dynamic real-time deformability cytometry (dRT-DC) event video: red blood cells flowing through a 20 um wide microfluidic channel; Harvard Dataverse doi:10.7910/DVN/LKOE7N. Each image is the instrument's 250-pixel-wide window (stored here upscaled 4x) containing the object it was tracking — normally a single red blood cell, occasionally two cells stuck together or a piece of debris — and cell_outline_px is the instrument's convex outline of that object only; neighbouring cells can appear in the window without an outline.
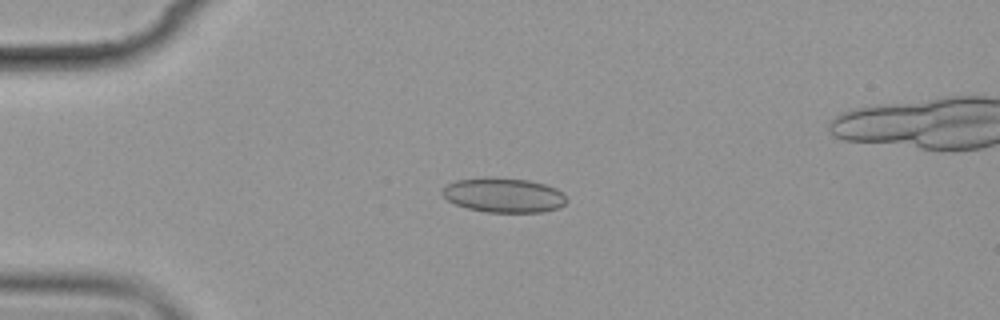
{"species": "common noctule bat (a hibernating species)", "species_latin": "Nyctalus noctula", "temperature_condition": "cold", "stored_images_in_passage": 4, "camera_frame_rate_fps": 3000, "um_per_image_px": 0.085, "animal": {"sex": "female", "body_mass_g": 19.9}, "frame": {"image": 1, "passage_image": 2, "time_ms": 2.0, "image_size_px": [1000, 320], "cell_outline_px": [[568, 200], [560, 208], [544, 212], [484, 212], [468, 208], [456, 204], [448, 200], [440, 192], [448, 184], [456, 180], [484, 176], [496, 176], [528, 180], [544, 184], [556, 188]], "centroid_in_image_um": [42.81, 16.57], "position_along_channel_um": 42.2, "area_um2": 25.32}}
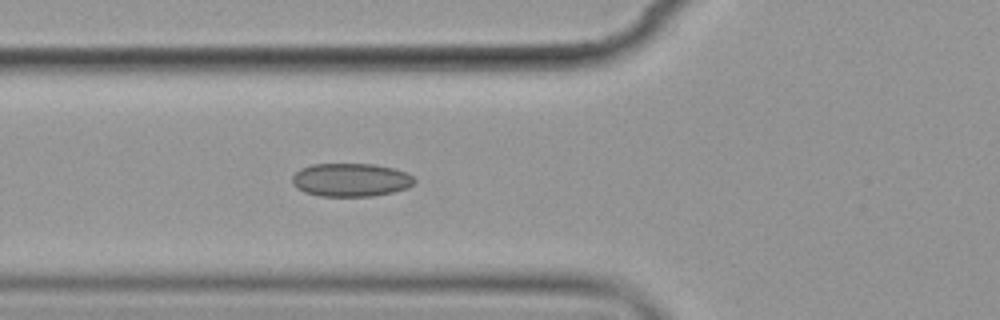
{"frame": {"image": 2, "passage_image": 4, "time_ms": 4.333, "image_size_px": [1000, 320], "cell_outline_px": [[416, 180], [408, 188], [392, 192], [372, 196], [320, 196], [304, 192], [296, 188], [292, 184], [292, 176], [300, 168], [312, 164], [376, 164], [408, 172]], "centroid_in_image_um": [29.8, 15.29], "position_along_channel_um": 96.0, "area_um2": 23.87}}